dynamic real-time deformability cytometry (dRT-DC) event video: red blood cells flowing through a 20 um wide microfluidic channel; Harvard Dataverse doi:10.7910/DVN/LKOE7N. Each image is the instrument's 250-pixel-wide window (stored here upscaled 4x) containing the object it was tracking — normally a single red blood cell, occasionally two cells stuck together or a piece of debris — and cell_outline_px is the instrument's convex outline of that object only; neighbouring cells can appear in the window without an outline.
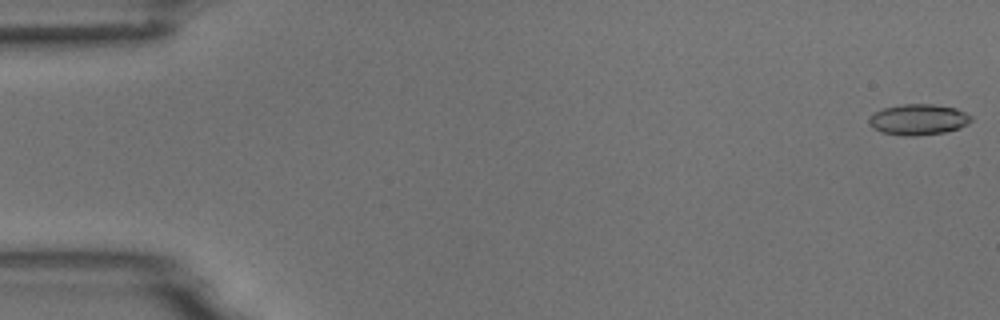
{"species": "common noctule bat (a hibernating species)", "species_latin": "Nyctalus noctula", "temperature_condition": "room temperature", "stored_images_in_passage": 55, "camera_frame_rate_fps": 3000, "um_per_image_px": 0.085, "animal": {"sex": "male", "body_mass_g": 18.8}, "frame": {"image": 1, "passage_image": 1, "time_ms": 0.0, "image_size_px": [1000, 320], "cell_outline_px": [[972, 120], [968, 124], [960, 128], [944, 132], [916, 136], [904, 136], [880, 132], [872, 128], [868, 124], [868, 120], [876, 112], [884, 108], [904, 104], [932, 104], [956, 108], [972, 116]], "centroid_in_image_um": [78.07, 10.17], "position_along_channel_um": 6.9, "area_um2": 18.38}}
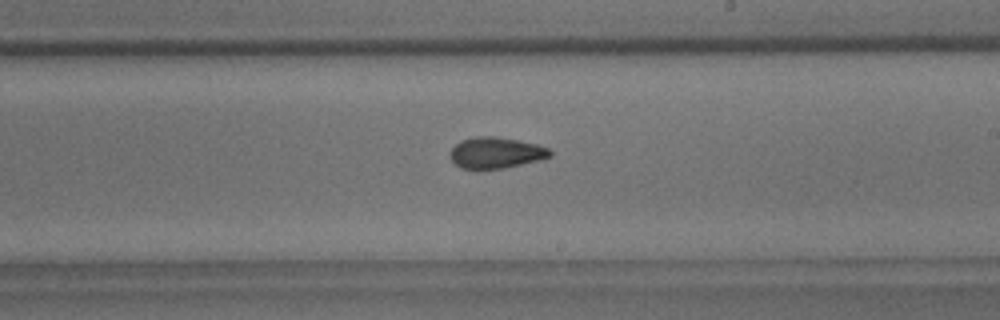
{"frame": {"image": 2, "passage_image": 32, "time_ms": 10.333, "image_size_px": [1000, 320], "cell_outline_px": [[552, 156], [544, 160], [504, 168], [476, 172], [460, 168], [448, 156], [448, 152], [460, 140], [472, 136], [496, 136], [536, 144], [548, 148], [552, 152]], "centroid_in_image_um": [42.11, 13.02], "position_along_channel_um": 246.9, "area_um2": 18.96}}
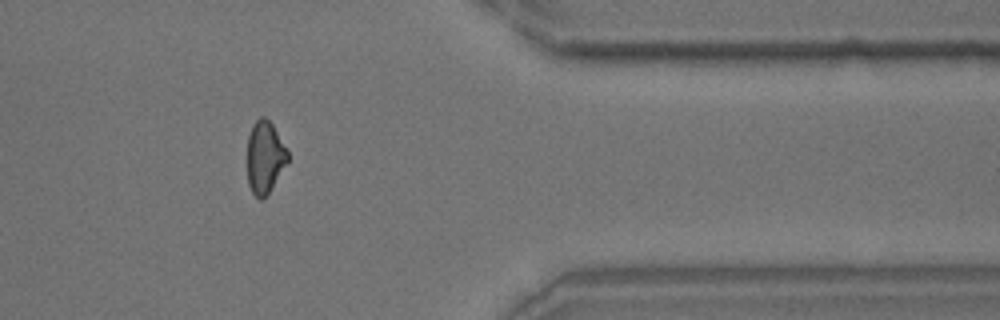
{"frame": {"image": 3, "passage_image": 45, "time_ms": 14.667, "image_size_px": [1000, 320], "cell_outline_px": [[288, 160], [268, 192], [260, 200], [252, 192], [248, 184], [248, 136], [252, 124], [260, 116], [264, 116], [272, 124], [288, 152]], "centroid_in_image_um": [22.49, 13.32], "position_along_channel_um": 388.9, "area_um2": 16.59}, "authors_computed_cell_mechanics": {"area_um2": 18.0336, "velocity_mm_per_s": 3.7174, "shape_relaxation_time_tau1_ms": 8.3956, "shape_relaxation_time_tau2_ms": 2.0374, "deformation_change_tau1": 0.1437, "deformation_change_tau2": 0.0824}}